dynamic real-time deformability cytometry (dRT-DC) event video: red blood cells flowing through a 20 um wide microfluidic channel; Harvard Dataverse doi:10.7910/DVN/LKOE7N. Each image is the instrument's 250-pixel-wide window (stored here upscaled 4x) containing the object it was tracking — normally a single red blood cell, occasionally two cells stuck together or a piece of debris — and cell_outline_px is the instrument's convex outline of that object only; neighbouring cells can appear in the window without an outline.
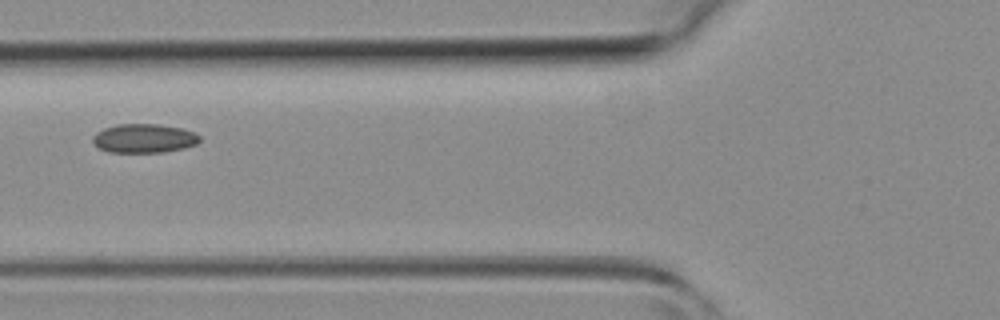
{"species": "common noctule bat (a hibernating species)", "species_latin": "Nyctalus noctula", "temperature_condition": "room temperature", "stored_images_in_passage": 7, "camera_frame_rate_fps": 3000, "um_per_image_px": 0.085, "animal": {"sex": "female", "body_mass_g": 19.3, "forearm_length_mm": 54.1}, "frame": {"image": 1, "passage_image": 6, "time_ms": 7.0, "image_size_px": [1000, 320], "cell_outline_px": [[200, 140], [196, 144], [184, 148], [164, 152], [108, 152], [100, 148], [92, 140], [92, 136], [96, 132], [104, 128], [116, 124], [160, 124], [184, 128], [196, 132], [200, 136]], "centroid_in_image_um": [12.27, 11.75], "position_along_channel_um": 113.5, "area_um2": 18.21}}
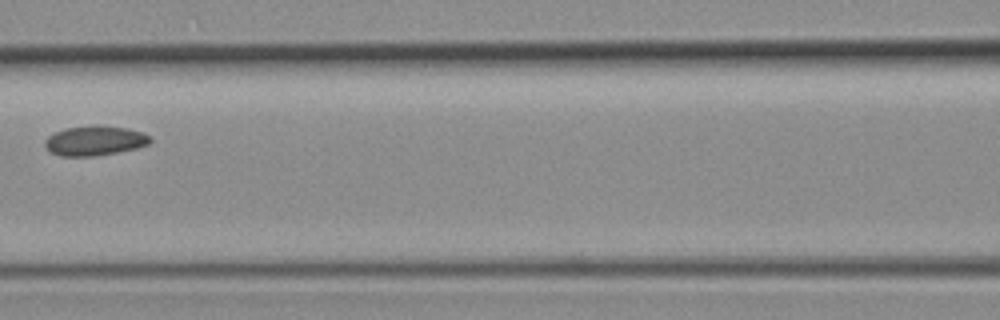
{"frame": {"image": 2, "passage_image": 7, "time_ms": 8.0, "image_size_px": [1000, 320], "cell_outline_px": [[152, 140], [148, 144], [136, 148], [96, 156], [60, 156], [48, 152], [44, 148], [44, 140], [48, 136], [64, 128], [92, 124], [128, 128], [140, 132], [148, 136]], "centroid_in_image_um": [7.98, 11.95], "position_along_channel_um": 158.6, "area_um2": 18.44}}